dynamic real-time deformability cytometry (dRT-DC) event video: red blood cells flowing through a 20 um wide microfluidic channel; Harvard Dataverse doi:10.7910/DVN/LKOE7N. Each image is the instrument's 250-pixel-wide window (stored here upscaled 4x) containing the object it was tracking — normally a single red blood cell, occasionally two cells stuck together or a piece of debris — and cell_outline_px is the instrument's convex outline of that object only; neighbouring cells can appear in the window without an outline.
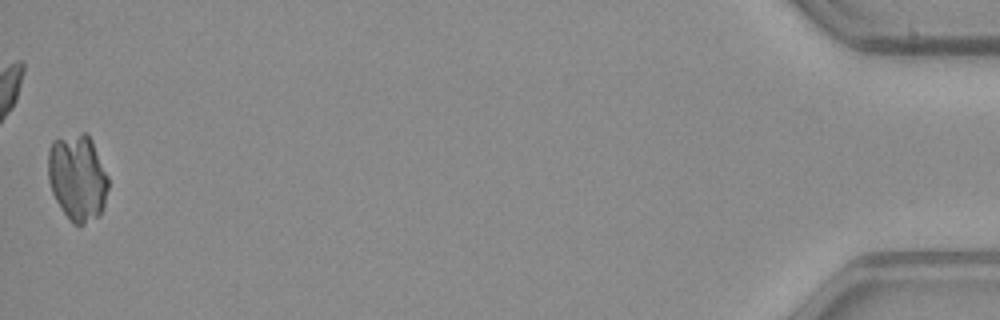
{"species": "common noctule bat (a hibernating species)", "species_latin": "Nyctalus noctula", "temperature_condition": "warm", "stored_images_in_passage": 48, "camera_frame_rate_fps": 3000, "um_per_image_px": 0.085, "animal": {"sex": "male", "body_mass_g": 23.1, "forearm_length_mm": 52.7}, "frame": {"image": 1, "passage_image": 48, "time_ms": 15.667, "image_size_px": [1000, 320], "cell_outline_px": [[108, 188], [104, 204], [100, 216], [84, 224], [72, 224], [56, 200], [52, 192], [48, 180], [48, 152], [52, 140], [80, 132], [88, 132], [92, 140], [108, 176]], "centroid_in_image_um": [6.59, 15.07], "position_along_channel_um": 428.6, "area_um2": 30.58}}